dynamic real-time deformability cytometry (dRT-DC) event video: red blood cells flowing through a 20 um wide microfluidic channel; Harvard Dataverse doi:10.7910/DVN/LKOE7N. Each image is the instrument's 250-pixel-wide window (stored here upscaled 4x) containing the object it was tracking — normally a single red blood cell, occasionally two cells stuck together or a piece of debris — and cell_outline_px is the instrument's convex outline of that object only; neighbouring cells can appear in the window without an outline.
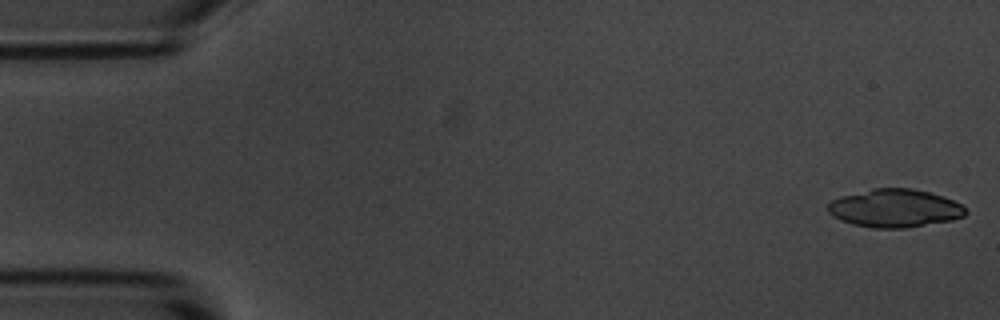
{"species": "common noctule bat (a hibernating species)", "species_latin": "Nyctalus noctula", "temperature_condition": "room temperature", "stored_images_in_passage": 10, "camera_frame_rate_fps": 3000, "um_per_image_px": 0.085, "animal": {"sex": "male", "body_mass_g": 20.1, "forearm_length_mm": 53.5}, "frame": {"image": 1, "passage_image": 1, "time_ms": 0.0, "image_size_px": [1000, 320], "cell_outline_px": [[968, 212], [964, 216], [952, 220], [904, 228], [872, 228], [852, 224], [840, 220], [832, 216], [828, 212], [828, 204], [832, 200], [840, 196], [872, 188], [912, 188], [928, 192], [952, 200], [960, 204]], "centroid_in_image_um": [76.01, 17.7], "position_along_channel_um": 9.0, "area_um2": 30.52}}
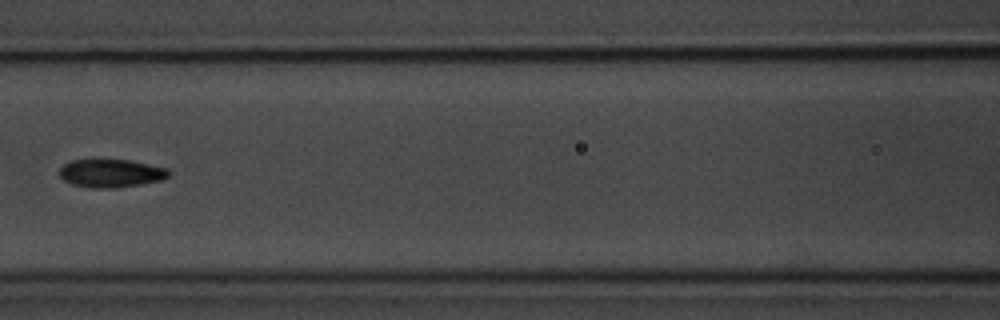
{"frame": {"image": 2, "passage_image": 7, "time_ms": 7.667, "image_size_px": [1000, 320], "cell_outline_px": [[172, 172], [168, 176], [160, 180], [140, 184], [116, 188], [92, 188], [72, 184], [64, 180], [60, 176], [60, 168], [64, 164], [72, 160], [128, 160], [168, 168]], "centroid_in_image_um": [9.44, 14.73], "position_along_channel_um": 157.2, "area_um2": 17.8}}